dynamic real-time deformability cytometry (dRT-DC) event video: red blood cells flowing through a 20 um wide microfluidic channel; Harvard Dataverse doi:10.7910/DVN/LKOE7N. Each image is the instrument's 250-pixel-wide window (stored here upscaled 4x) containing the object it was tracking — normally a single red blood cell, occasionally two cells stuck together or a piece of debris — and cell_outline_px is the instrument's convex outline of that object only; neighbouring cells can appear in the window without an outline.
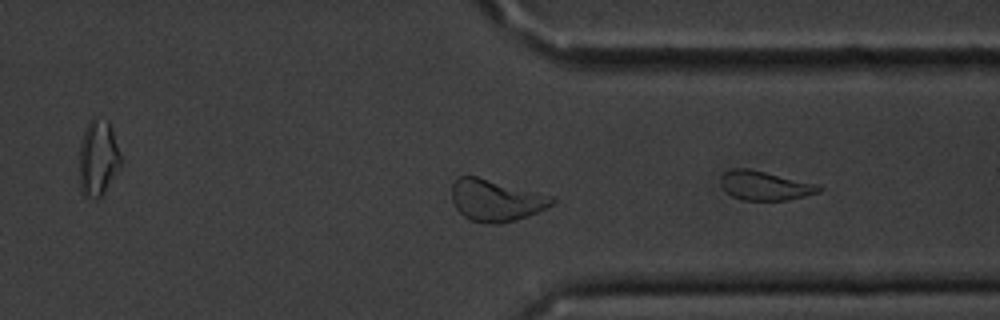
{"species": "common noctule bat (a hibernating species)", "species_latin": "Nyctalus noctula", "temperature_condition": "cold", "stored_images_in_passage": 40, "camera_frame_rate_fps": 3000, "um_per_image_px": 0.085, "animal": {"sex": "male", "body_mass_g": 20.1, "forearm_length_mm": 53.5}, "frame": {"image": 1, "passage_image": 26, "time_ms": 8.333, "image_size_px": [1000, 320], "cell_outline_px": [[556, 200], [552, 204], [528, 216], [516, 220], [500, 224], [496, 224], [472, 220], [464, 216], [456, 208], [452, 200], [452, 184], [460, 176], [476, 176], [556, 196]], "centroid_in_image_um": [42.18, 17.02], "position_along_channel_um": 369.2, "area_um2": 24.28}}
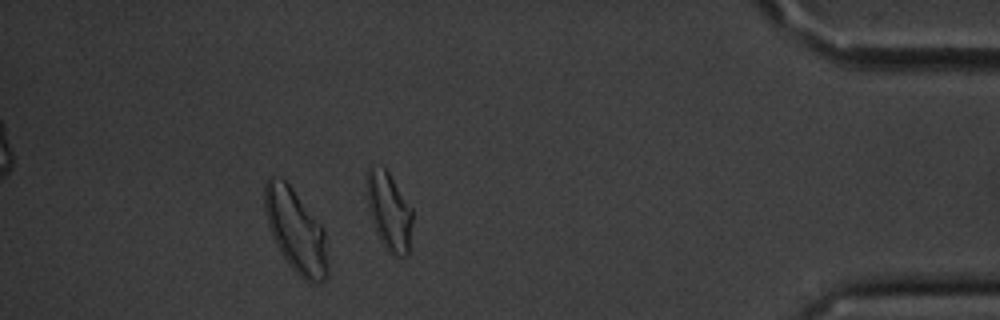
{"frame": {"image": 2, "passage_image": 34, "time_ms": 11.0, "image_size_px": [1000, 320], "cell_outline_px": [[328, 276], [324, 280], [308, 284], [288, 264], [276, 244], [272, 236], [268, 224], [264, 208], [264, 184], [268, 176], [276, 176], [284, 180], [292, 188], [324, 228], [328, 268]], "centroid_in_image_um": [25.13, 19.62], "position_along_channel_um": 410.1, "area_um2": 30.52}, "authors_computed_cell_mechanics": {"area_um2": 24.6228, "velocity_mm_per_s": 3.5802, "shape_relaxation_time_tau1_ms": 1.9702, "shape_relaxation_time_tau2_ms": 3.0047, "deformation_change_tau1": 0.1284, "deformation_change_tau2": 0.1031}}